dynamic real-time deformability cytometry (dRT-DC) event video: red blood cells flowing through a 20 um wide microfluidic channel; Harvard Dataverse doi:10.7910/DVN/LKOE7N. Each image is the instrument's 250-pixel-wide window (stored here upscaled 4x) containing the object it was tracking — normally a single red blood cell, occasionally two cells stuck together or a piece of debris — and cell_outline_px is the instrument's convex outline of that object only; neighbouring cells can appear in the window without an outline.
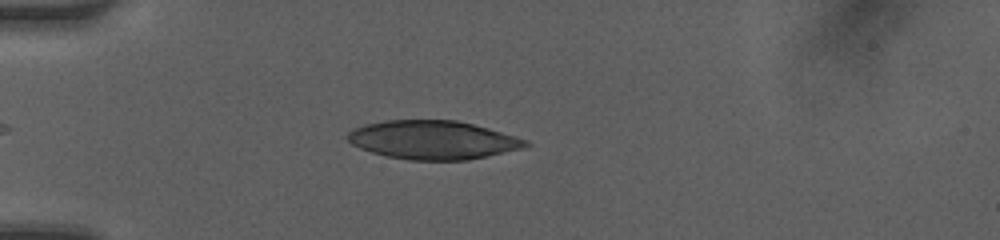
{"species": "human", "species_latin": "Homo sapiens", "temperature_condition": "room temperature", "stored_images_in_passage": 37, "camera_frame_rate_fps": 3000, "um_per_image_px": 0.085, "donor": {"sex": "female"}, "frame": {"image": 1, "passage_image": 6, "time_ms": 1.667, "image_size_px": [1000, 240], "cell_outline_px": [[532, 144], [520, 148], [488, 156], [468, 160], [408, 160], [388, 156], [372, 152], [360, 148], [352, 144], [348, 140], [348, 132], [352, 128], [364, 124], [384, 120], [456, 120], [488, 128], [516, 136], [528, 140]], "centroid_in_image_um": [36.78, 11.89], "position_along_channel_um": 48.2, "area_um2": 40.0}}
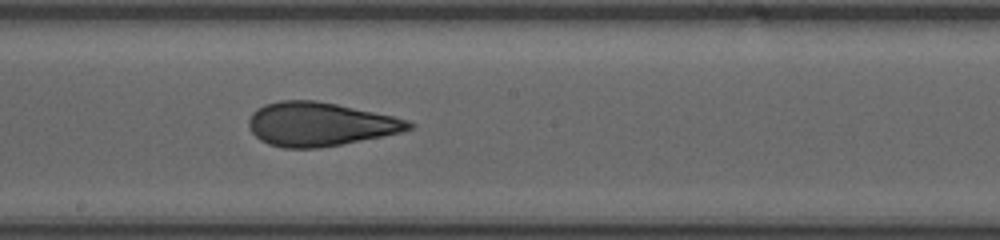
{"frame": {"image": 2, "passage_image": 20, "time_ms": 6.333, "image_size_px": [1000, 240], "cell_outline_px": [[416, 124], [412, 128], [400, 132], [320, 148], [284, 148], [268, 144], [260, 140], [252, 132], [248, 124], [248, 120], [252, 112], [256, 108], [264, 104], [280, 100], [316, 100], [336, 104], [392, 116], [408, 120]], "centroid_in_image_um": [27.14, 10.55], "position_along_channel_um": 221.1, "area_um2": 40.58}}
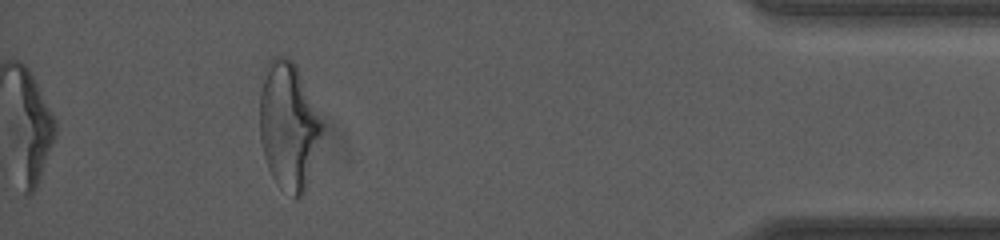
{"frame": {"image": 3, "passage_image": 37, "time_ms": 12.0, "image_size_px": [1000, 240], "cell_outline_px": [[320, 136], [304, 192], [300, 196], [292, 196], [280, 188], [272, 176], [268, 168], [264, 156], [260, 140], [260, 92], [264, 68], [268, 60], [272, 56], [288, 56], [296, 64], [320, 124]], "centroid_in_image_um": [24.43, 10.65], "position_along_channel_um": 410.8, "area_um2": 44.91}, "authors_computed_cell_mechanics": {"area_um2": 40.5756, "velocity_mm_per_s": 4.2096, "shape_relaxation_time_tau1_ms": 6.4397, "shape_relaxation_time_tau2_ms": 1.7271, "deformation_change_tau1": 0.1934, "deformation_change_tau2": 0.1069}}